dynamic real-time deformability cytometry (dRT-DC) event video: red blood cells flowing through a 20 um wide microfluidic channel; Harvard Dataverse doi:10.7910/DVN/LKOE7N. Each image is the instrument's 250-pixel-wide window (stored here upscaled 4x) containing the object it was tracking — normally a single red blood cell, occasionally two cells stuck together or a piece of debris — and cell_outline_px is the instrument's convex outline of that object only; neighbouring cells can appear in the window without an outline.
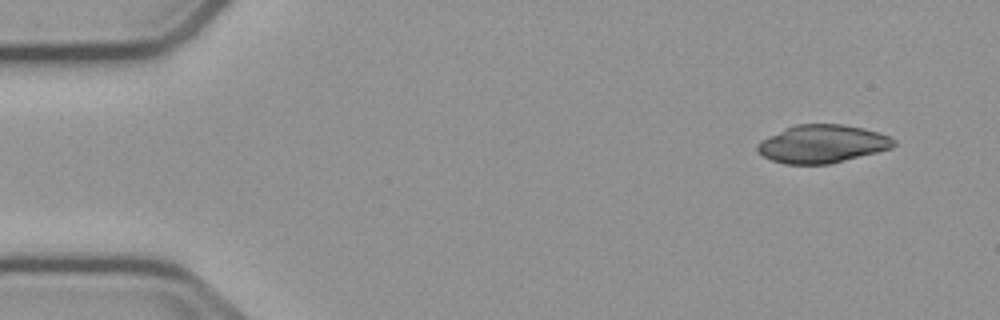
{"species": "common noctule bat (a hibernating species)", "species_latin": "Nyctalus noctula", "temperature_condition": "cold", "stored_images_in_passage": 4, "camera_frame_rate_fps": 3000, "um_per_image_px": 0.085, "animal": {"sex": "male", "body_mass_g": 23.1, "forearm_length_mm": 52.7}, "frame": {"image": 1, "passage_image": 1, "time_ms": 0.0, "image_size_px": [1000, 320], "cell_outline_px": [[896, 144], [892, 148], [832, 164], [784, 164], [772, 160], [756, 152], [756, 144], [760, 140], [784, 128], [796, 124], [844, 124], [864, 128], [888, 136], [896, 140]], "centroid_in_image_um": [69.87, 12.23], "position_along_channel_um": 15.1, "area_um2": 30.46}}